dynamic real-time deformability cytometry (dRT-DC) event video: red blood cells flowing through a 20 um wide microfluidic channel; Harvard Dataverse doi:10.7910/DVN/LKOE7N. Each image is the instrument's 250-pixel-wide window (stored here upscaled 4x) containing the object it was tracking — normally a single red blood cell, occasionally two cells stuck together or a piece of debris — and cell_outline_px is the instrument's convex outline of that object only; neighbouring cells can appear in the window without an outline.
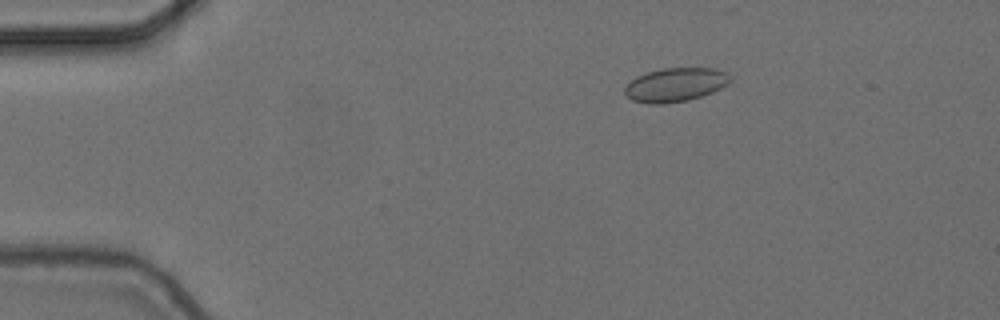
{"species": "common noctule bat (a hibernating species)", "species_latin": "Nyctalus noctula", "temperature_condition": "cold", "stored_images_in_passage": 3, "camera_frame_rate_fps": 3000, "um_per_image_px": 0.085, "animal": {"sex": "female", "body_mass_g": 24.6, "forearm_length_mm": 56.2}, "frame": {"image": 1, "passage_image": 1, "time_ms": 0.0, "image_size_px": [1000, 320], "cell_outline_px": [[732, 80], [728, 84], [712, 92], [688, 100], [660, 104], [648, 104], [632, 100], [624, 92], [624, 88], [636, 76], [648, 72], [664, 68], [716, 68], [732, 76]], "centroid_in_image_um": [57.42, 7.2], "position_along_channel_um": 27.6, "area_um2": 20.69}}